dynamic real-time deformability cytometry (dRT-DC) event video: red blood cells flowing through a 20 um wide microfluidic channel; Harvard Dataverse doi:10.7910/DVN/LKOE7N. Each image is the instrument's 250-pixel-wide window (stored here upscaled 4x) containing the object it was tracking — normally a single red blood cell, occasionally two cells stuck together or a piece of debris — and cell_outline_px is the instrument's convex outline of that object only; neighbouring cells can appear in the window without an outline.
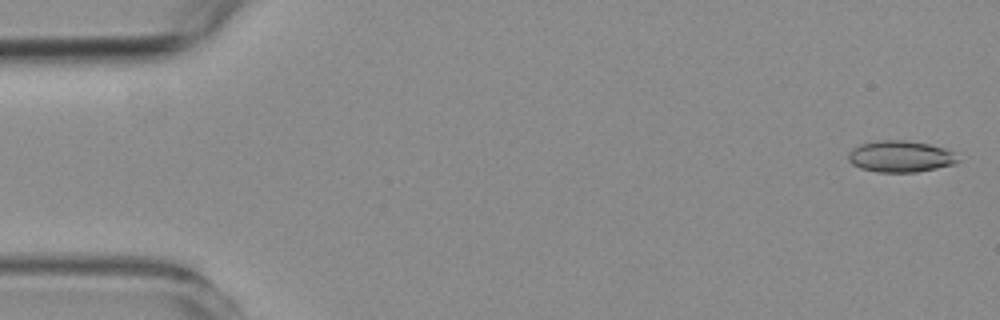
{"species": "common noctule bat (a hibernating species)", "species_latin": "Nyctalus noctula", "temperature_condition": "room temperature", "stored_images_in_passage": 27, "camera_frame_rate_fps": 3000, "um_per_image_px": 0.085, "animal": {"sex": "female", "body_mass_g": 19.3, "forearm_length_mm": 54.1}, "frame": {"image": 1, "passage_image": 2, "time_ms": 0.333, "image_size_px": [1000, 320], "cell_outline_px": [[960, 160], [956, 164], [916, 172], [876, 172], [860, 168], [852, 164], [848, 160], [848, 152], [852, 148], [860, 144], [880, 140], [904, 140], [928, 144], [944, 148], [952, 152]], "centroid_in_image_um": [76.51, 13.3], "position_along_channel_um": 8.5, "area_um2": 20.11}}
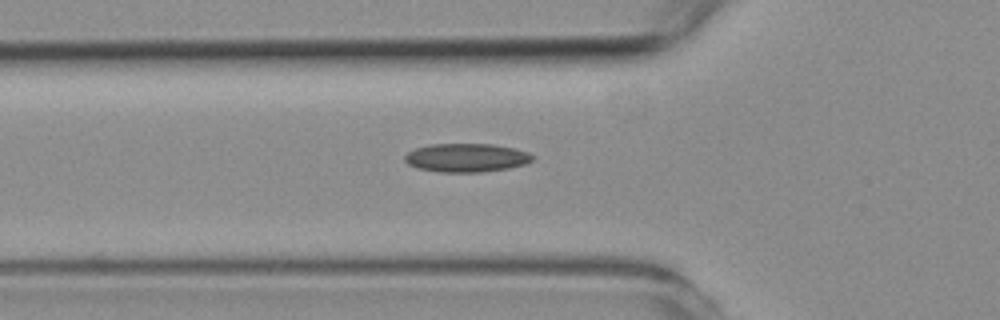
{"frame": {"image": 2, "passage_image": 20, "time_ms": 6.333, "image_size_px": [1000, 320], "cell_outline_px": [[536, 156], [532, 160], [524, 164], [508, 168], [480, 172], [440, 172], [416, 168], [408, 164], [404, 160], [404, 156], [408, 152], [416, 148], [432, 144], [492, 144], [512, 148], [528, 152]], "centroid_in_image_um": [39.63, 13.41], "position_along_channel_um": 86.2, "area_um2": 21.21}}
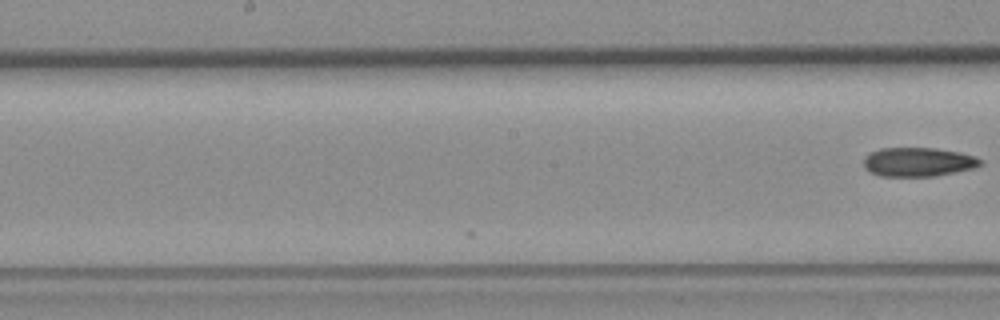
{"frame": {"image": 3, "passage_image": 27, "time_ms": 8.667, "image_size_px": [1000, 320], "cell_outline_px": [[984, 160], [976, 168], [936, 176], [880, 176], [868, 172], [864, 168], [864, 156], [880, 148], [936, 148], [960, 152], [976, 156]], "centroid_in_image_um": [78.06, 13.77], "position_along_channel_um": 170.1, "area_um2": 20.0}}